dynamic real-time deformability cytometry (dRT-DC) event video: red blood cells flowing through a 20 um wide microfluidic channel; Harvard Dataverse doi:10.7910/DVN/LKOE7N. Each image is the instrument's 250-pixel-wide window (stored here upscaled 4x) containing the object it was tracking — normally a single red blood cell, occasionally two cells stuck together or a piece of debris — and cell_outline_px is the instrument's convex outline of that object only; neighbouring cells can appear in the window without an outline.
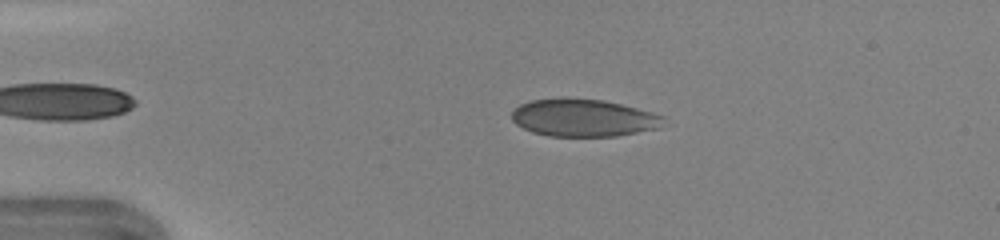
{"species": "human", "species_latin": "Homo sapiens", "temperature_condition": "warm", "stored_images_in_passage": 31, "camera_frame_rate_fps": 3000, "um_per_image_px": 0.085, "donor": {"sex": "female"}, "frame": {"image": 1, "passage_image": 1, "time_ms": 0.0, "image_size_px": [1000, 240], "cell_outline_px": [[664, 116], [660, 128], [616, 136], [548, 136], [532, 132], [516, 124], [512, 120], [512, 112], [520, 104], [532, 100], [564, 96], [604, 100], [652, 112]], "centroid_in_image_um": [49.56, 10.0], "position_along_channel_um": 35.4, "area_um2": 33.41}}
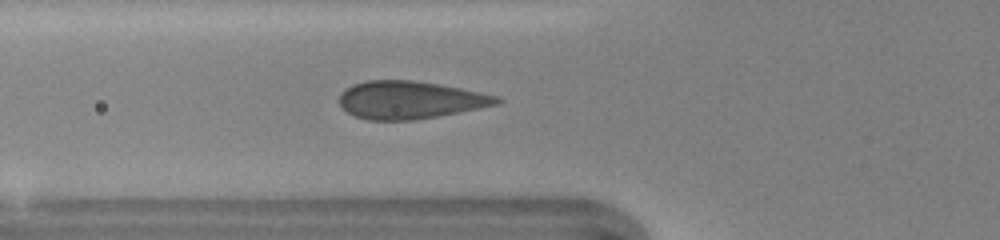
{"frame": {"image": 2, "passage_image": 8, "time_ms": 2.333, "image_size_px": [1000, 240], "cell_outline_px": [[504, 100], [500, 104], [436, 116], [412, 120], [368, 120], [356, 116], [348, 112], [340, 104], [340, 96], [352, 84], [364, 80], [412, 80], [440, 84], [500, 96]], "centroid_in_image_um": [34.89, 8.49], "position_along_channel_um": 90.9, "area_um2": 34.39}}
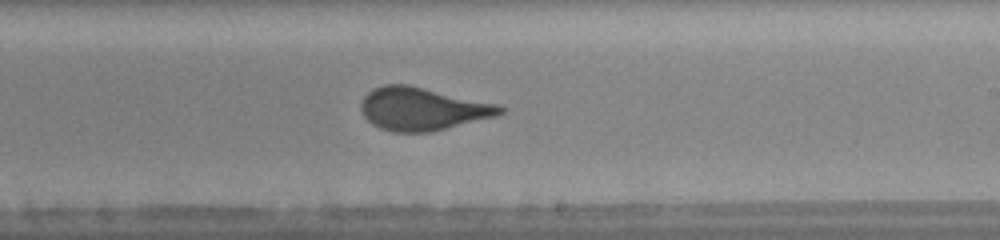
{"frame": {"image": 3, "passage_image": 19, "time_ms": 6.0, "image_size_px": [1000, 240], "cell_outline_px": [[504, 112], [496, 116], [432, 132], [392, 132], [380, 128], [372, 124], [364, 116], [360, 108], [360, 104], [364, 96], [372, 88], [384, 84], [408, 84], [496, 104], [504, 108]], "centroid_in_image_um": [35.86, 9.26], "position_along_channel_um": 253.1, "area_um2": 34.68}}